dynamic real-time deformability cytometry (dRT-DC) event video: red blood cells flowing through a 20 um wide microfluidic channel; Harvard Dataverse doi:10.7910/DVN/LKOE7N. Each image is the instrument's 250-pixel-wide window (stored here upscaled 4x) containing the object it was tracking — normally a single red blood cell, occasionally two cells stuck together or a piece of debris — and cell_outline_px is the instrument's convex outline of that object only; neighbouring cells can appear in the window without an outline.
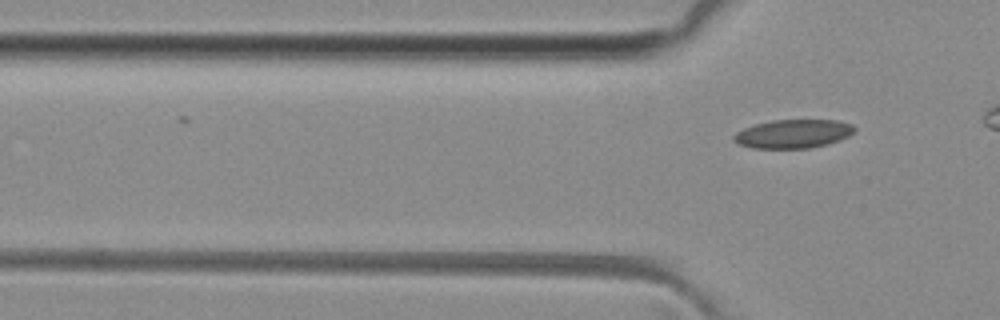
{"species": "common noctule bat (a hibernating species)", "species_latin": "Nyctalus noctula", "temperature_condition": "room temperature", "stored_images_in_passage": 5, "camera_frame_rate_fps": 3000, "um_per_image_px": 0.085, "animal": {"sex": "female", "body_mass_g": 29.2, "forearm_length_mm": 56.3}, "frame": {"image": 1, "passage_image": 5, "time_ms": 1.333, "image_size_px": [1000, 320], "cell_outline_px": [[856, 128], [848, 136], [828, 144], [812, 148], [752, 148], [740, 144], [732, 140], [732, 136], [736, 132], [744, 128], [756, 124], [772, 120], [836, 120], [852, 124]], "centroid_in_image_um": [67.4, 11.37], "position_along_channel_um": 58.4, "area_um2": 20.11}}